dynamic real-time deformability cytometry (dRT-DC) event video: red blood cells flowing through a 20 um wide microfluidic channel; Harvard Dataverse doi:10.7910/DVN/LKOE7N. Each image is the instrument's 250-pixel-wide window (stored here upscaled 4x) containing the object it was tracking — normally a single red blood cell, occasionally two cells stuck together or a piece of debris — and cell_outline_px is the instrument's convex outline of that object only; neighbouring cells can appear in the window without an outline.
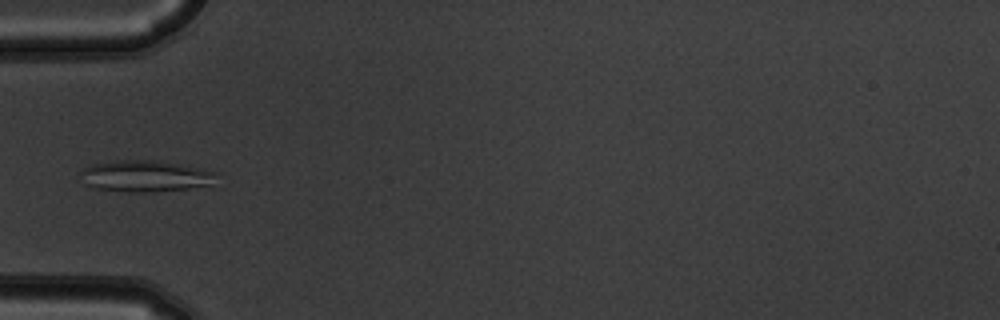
{"species": "common noctule bat (a hibernating species)", "species_latin": "Nyctalus noctula", "temperature_condition": "warm", "stored_images_in_passage": 6, "camera_frame_rate_fps": 3000, "um_per_image_px": 0.085, "animal": {"sex": "male", "body_mass_g": 19.5, "forearm_length_mm": 54.6}, "frame": {"image": 1, "passage_image": 5, "time_ms": 1.333, "image_size_px": [1000, 320], "cell_outline_px": [[220, 172], [208, 184], [188, 188], [156, 192], [120, 192], [92, 188], [84, 184], [80, 172], [84, 168], [92, 164], [116, 160], [160, 160]], "centroid_in_image_um": [12.29, 14.97], "position_along_channel_um": 72.7, "area_um2": 25.09}}
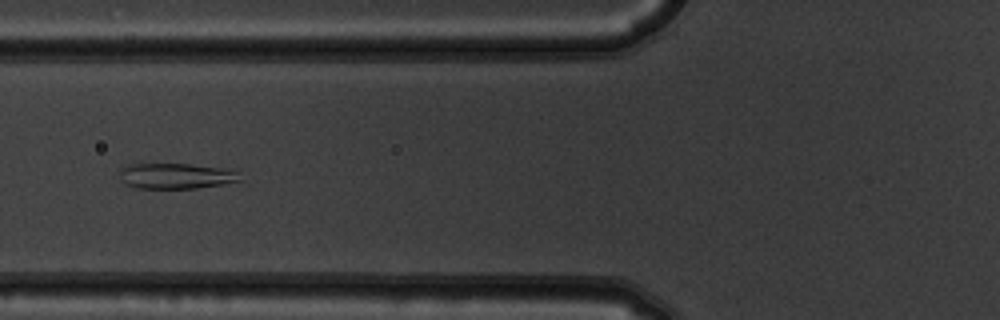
{"frame": {"image": 2, "passage_image": 6, "time_ms": 1.667, "image_size_px": [1000, 320], "cell_outline_px": [[240, 180], [224, 184], [196, 188], [136, 188], [124, 184], [120, 180], [120, 168], [128, 164], [188, 164], [240, 168]], "centroid_in_image_um": [15.04, 14.94], "position_along_channel_um": 110.8, "area_um2": 18.5}}